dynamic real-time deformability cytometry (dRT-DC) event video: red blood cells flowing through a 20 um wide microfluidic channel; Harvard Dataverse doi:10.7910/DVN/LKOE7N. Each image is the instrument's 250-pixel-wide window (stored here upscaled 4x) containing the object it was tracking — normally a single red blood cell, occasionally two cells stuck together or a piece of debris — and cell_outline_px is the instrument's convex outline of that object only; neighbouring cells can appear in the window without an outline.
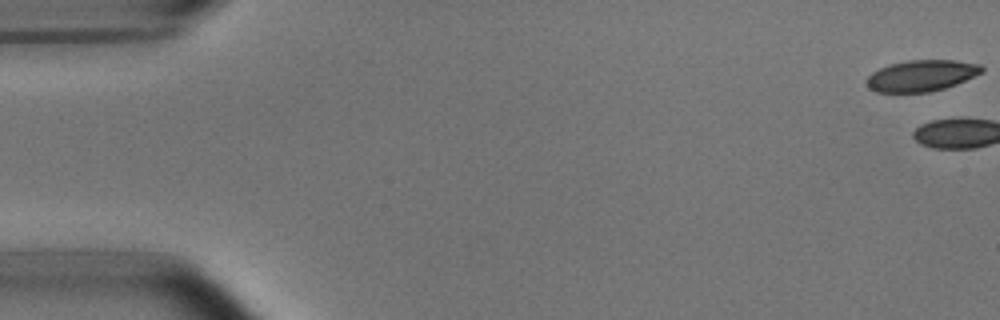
{"species": "common noctule bat (a hibernating species)", "species_latin": "Nyctalus noctula", "temperature_condition": "room temperature", "stored_images_in_passage": 2, "camera_frame_rate_fps": 3000, "um_per_image_px": 0.085, "animal": {"sex": "male", "body_mass_g": 15.6}, "frame": {"image": 1, "passage_image": 1, "time_ms": 0.0, "image_size_px": [1000, 320], "cell_outline_px": [[984, 72], [956, 84], [944, 88], [928, 92], [876, 92], [868, 88], [864, 80], [872, 72], [880, 68], [892, 64], [908, 60], [956, 60], [980, 64], [984, 68]], "centroid_in_image_um": [78.32, 6.43], "position_along_channel_um": 6.7, "area_um2": 21.04}}